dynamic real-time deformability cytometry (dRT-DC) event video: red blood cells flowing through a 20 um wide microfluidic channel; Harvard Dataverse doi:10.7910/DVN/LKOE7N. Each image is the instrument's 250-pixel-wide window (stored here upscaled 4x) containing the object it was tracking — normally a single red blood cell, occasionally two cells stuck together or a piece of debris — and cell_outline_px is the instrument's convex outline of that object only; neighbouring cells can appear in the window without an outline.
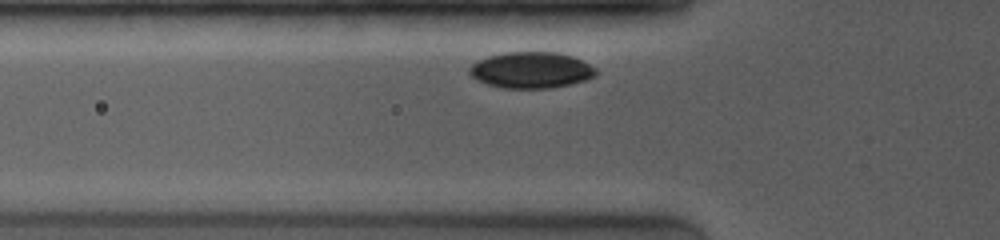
{"species": "common noctule bat (a hibernating species)", "species_latin": "Nyctalus noctula", "temperature_condition": "room temperature", "stored_images_in_passage": 9, "camera_frame_rate_fps": 4000, "um_per_image_px": 0.085, "animal": {"sex": "female", "body_mass_g": 19.0, "forearm_length_mm": 53.3}, "frame": {"image": 1, "passage_image": 6, "time_ms": 1.0, "image_size_px": [1000, 240], "cell_outline_px": [[600, 72], [596, 76], [588, 80], [552, 88], [500, 88], [476, 80], [468, 72], [468, 68], [476, 60], [488, 56], [504, 52], [556, 52], [572, 56], [596, 68]], "centroid_in_image_um": [45.15, 5.96], "position_along_channel_um": 80.7, "area_um2": 26.99}}